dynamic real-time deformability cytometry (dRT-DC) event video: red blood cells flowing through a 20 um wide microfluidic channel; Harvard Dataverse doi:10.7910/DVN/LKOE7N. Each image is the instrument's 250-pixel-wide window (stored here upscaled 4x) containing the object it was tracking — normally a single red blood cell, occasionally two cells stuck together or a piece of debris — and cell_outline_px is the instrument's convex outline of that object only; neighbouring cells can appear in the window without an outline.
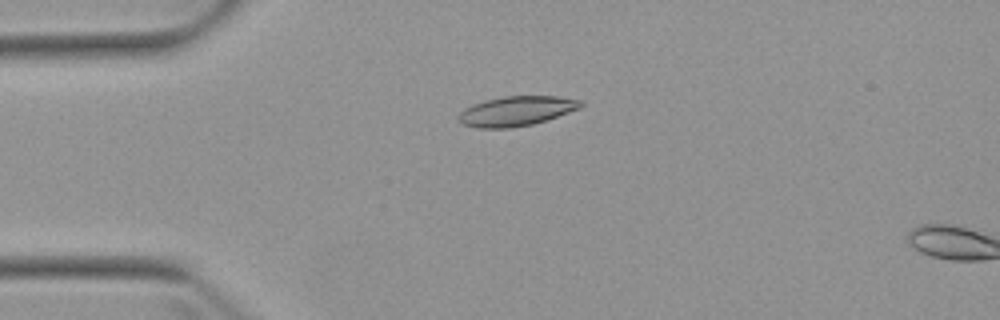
{"species": "Egyptian fruit bat (a non-hibernating species)", "species_latin": "Rousettus aegyptiacus", "temperature_condition": "warm", "stored_images_in_passage": 5, "camera_frame_rate_fps": 3000, "um_per_image_px": 0.085, "animal": {"sex": "female"}, "frame": {"image": 1, "passage_image": 4, "time_ms": 3.667, "image_size_px": [1000, 320], "cell_outline_px": [[584, 104], [580, 108], [532, 124], [512, 128], [476, 128], [464, 124], [456, 120], [456, 116], [464, 108], [472, 104], [484, 100], [504, 96], [560, 96], [580, 100]], "centroid_in_image_um": [43.83, 9.43], "position_along_channel_um": 41.2, "area_um2": 21.21}}